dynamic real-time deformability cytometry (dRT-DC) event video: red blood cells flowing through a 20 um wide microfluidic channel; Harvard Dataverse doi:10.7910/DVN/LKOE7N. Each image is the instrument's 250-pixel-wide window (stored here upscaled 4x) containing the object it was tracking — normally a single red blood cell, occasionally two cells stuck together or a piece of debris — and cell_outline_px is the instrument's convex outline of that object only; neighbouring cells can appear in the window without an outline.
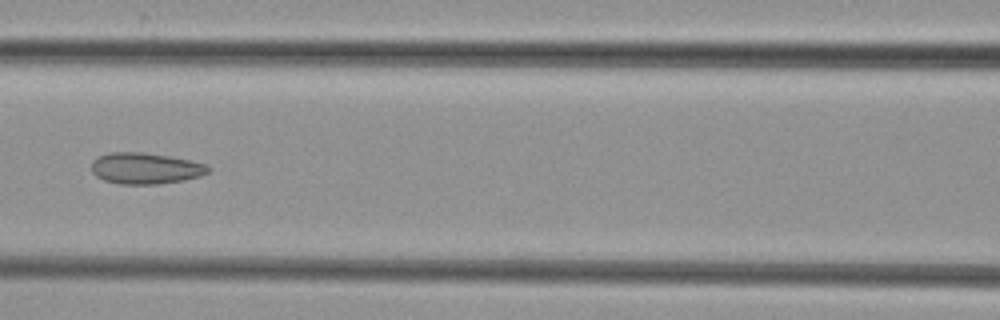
{"species": "common noctule bat (a hibernating species)", "species_latin": "Nyctalus noctula", "temperature_condition": "cold", "stored_images_in_passage": 4, "camera_frame_rate_fps": 3000, "um_per_image_px": 0.085, "animal": {"sex": "female", "body_mass_g": 29.2, "forearm_length_mm": 56.3}, "frame": {"image": 1, "passage_image": 4, "time_ms": 4.333, "image_size_px": [1000, 320], "cell_outline_px": [[212, 168], [208, 172], [200, 176], [184, 180], [156, 184], [120, 184], [104, 180], [96, 176], [92, 172], [92, 160], [96, 156], [108, 152], [144, 152], [192, 160], [208, 164]], "centroid_in_image_um": [12.37, 14.29], "position_along_channel_um": 154.2, "area_um2": 21.5}}